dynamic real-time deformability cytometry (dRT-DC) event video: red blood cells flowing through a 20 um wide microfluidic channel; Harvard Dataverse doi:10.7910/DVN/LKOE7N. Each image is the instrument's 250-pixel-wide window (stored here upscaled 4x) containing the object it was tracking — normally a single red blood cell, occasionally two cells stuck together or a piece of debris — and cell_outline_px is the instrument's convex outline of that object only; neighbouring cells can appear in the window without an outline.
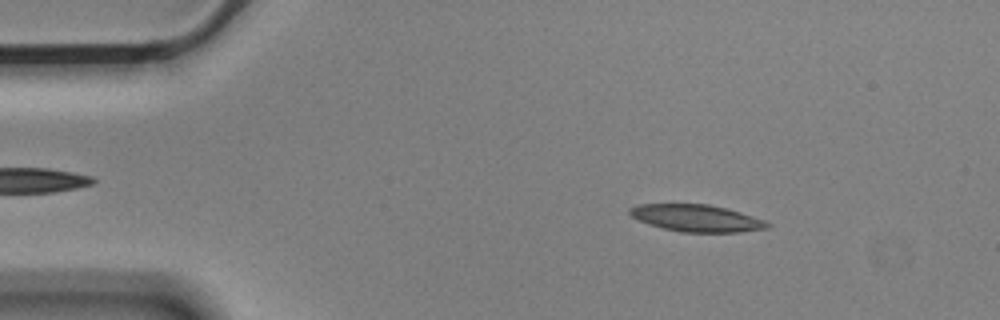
{"species": "Egyptian fruit bat (a non-hibernating species)", "species_latin": "Rousettus aegyptiacus", "temperature_condition": "cold", "stored_images_in_passage": 56, "camera_frame_rate_fps": 3000, "um_per_image_px": 0.085, "animal": {"sex": "male"}, "frame": {"image": 1, "passage_image": 8, "time_ms": 2.333, "image_size_px": [1000, 320], "cell_outline_px": [[772, 224], [768, 228], [740, 232], [680, 232], [648, 224], [632, 216], [628, 212], [628, 208], [636, 204], [708, 204], [728, 208], [764, 220]], "centroid_in_image_um": [59.21, 18.53], "position_along_channel_um": 25.8, "area_um2": 21.68}}
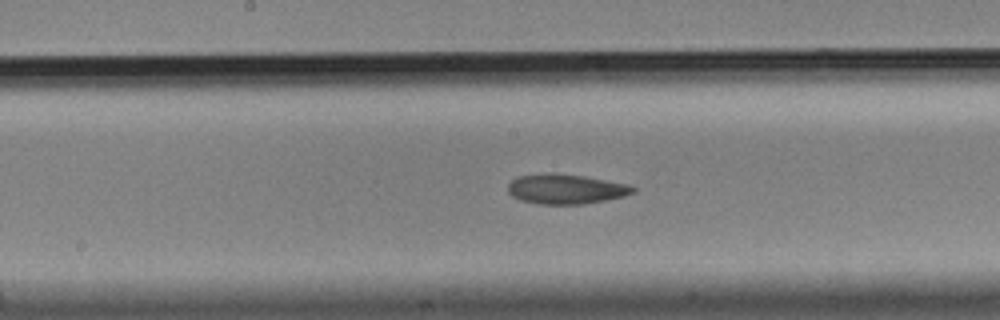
{"frame": {"image": 2, "passage_image": 28, "time_ms": 9.0, "image_size_px": [1000, 320], "cell_outline_px": [[636, 192], [624, 196], [584, 204], [540, 204], [520, 200], [512, 196], [508, 192], [508, 184], [516, 176], [552, 172], [584, 176], [628, 184], [636, 188]], "centroid_in_image_um": [48.08, 16.06], "position_along_channel_um": 200.1, "area_um2": 21.85}}
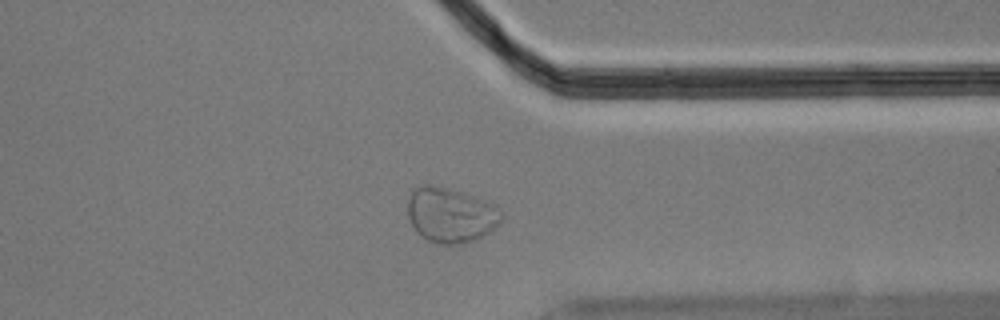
{"frame": {"image": 3, "passage_image": 43, "time_ms": 14.0, "image_size_px": [1000, 320], "cell_outline_px": [[500, 224], [492, 232], [476, 240], [460, 244], [440, 244], [428, 240], [420, 236], [416, 232], [408, 216], [408, 196], [412, 188], [424, 184], [428, 184], [448, 188], [496, 204], [500, 208]], "centroid_in_image_um": [38.3, 18.28], "position_along_channel_um": 373.1, "area_um2": 30.35}, "authors_computed_cell_mechanics": {"area_um2": 22.4553, "velocity_mm_per_s": 3.5244, "shape_relaxation_time_tau1_ms": null, "shape_relaxation_time_tau2_ms": 1.7705, "deformation_change_tau1": null, "deformation_change_tau2": 0.054}}